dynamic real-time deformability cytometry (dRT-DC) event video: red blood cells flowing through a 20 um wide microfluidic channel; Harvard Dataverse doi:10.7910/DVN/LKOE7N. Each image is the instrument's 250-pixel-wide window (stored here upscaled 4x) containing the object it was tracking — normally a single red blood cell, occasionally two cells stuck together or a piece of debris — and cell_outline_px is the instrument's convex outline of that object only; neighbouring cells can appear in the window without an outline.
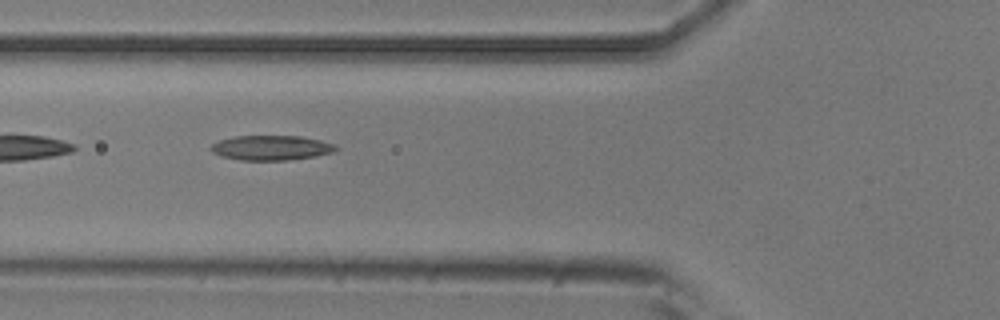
{"species": "common noctule bat (a hibernating species)", "species_latin": "Nyctalus noctula", "temperature_condition": "room temperature", "stored_images_in_passage": 6, "camera_frame_rate_fps": 3000, "um_per_image_px": 0.085, "animal": {"sex": "male", "body_mass_g": 20.5, "forearm_length_mm": 52.5}, "frame": {"image": 1, "passage_image": 5, "time_ms": 1.333, "image_size_px": [1000, 320], "cell_outline_px": [[340, 148], [332, 152], [316, 156], [288, 160], [240, 160], [220, 156], [212, 152], [208, 148], [212, 144], [220, 140], [236, 136], [300, 136], [320, 140], [336, 144]], "centroid_in_image_um": [23.06, 12.56], "position_along_channel_um": 102.7, "area_um2": 18.15}}
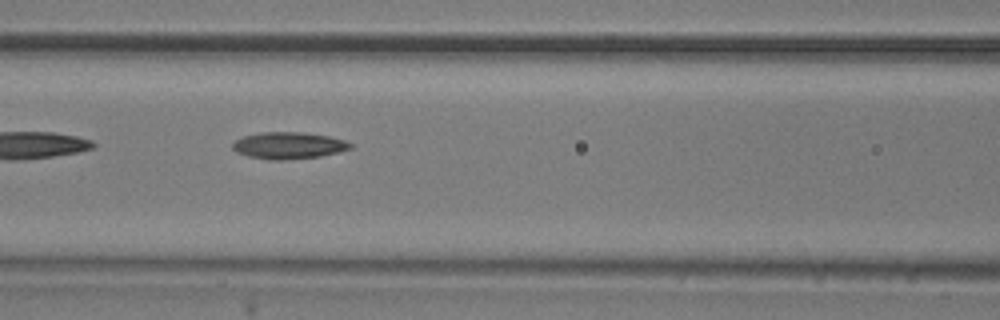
{"frame": {"image": 2, "passage_image": 6, "time_ms": 1.667, "image_size_px": [1000, 320], "cell_outline_px": [[352, 148], [340, 152], [320, 156], [284, 160], [268, 160], [248, 156], [236, 152], [232, 148], [232, 144], [236, 140], [244, 136], [264, 132], [300, 132], [328, 136], [344, 140], [352, 144]], "centroid_in_image_um": [24.53, 12.37], "position_along_channel_um": 142.1, "area_um2": 18.32}}